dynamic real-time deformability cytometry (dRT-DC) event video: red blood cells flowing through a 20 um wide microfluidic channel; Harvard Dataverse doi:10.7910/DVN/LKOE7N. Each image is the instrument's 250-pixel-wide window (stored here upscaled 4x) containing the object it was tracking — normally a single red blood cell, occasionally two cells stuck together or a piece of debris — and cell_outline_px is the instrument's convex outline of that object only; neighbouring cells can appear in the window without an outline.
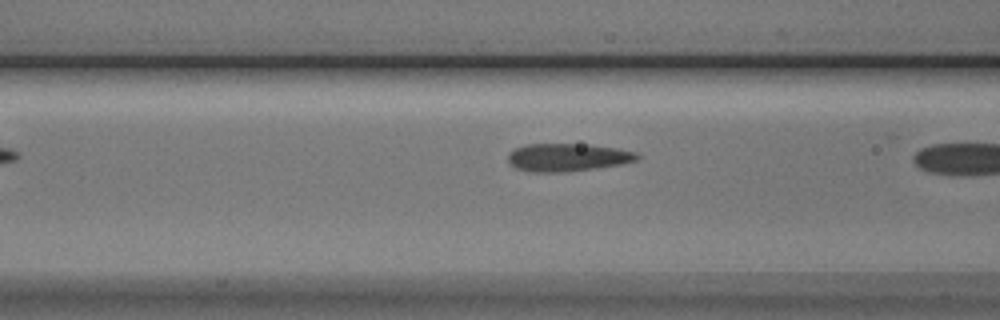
{"species": "Egyptian fruit bat (a non-hibernating species)", "species_latin": "Rousettus aegyptiacus", "temperature_condition": "cold", "stored_images_in_passage": 7, "camera_frame_rate_fps": 3000, "um_per_image_px": 0.085, "animal": {"sex": "male"}, "frame": {"image": 1, "passage_image": 6, "time_ms": 1.667, "image_size_px": [1000, 320], "cell_outline_px": [[640, 156], [636, 160], [620, 164], [564, 172], [528, 172], [516, 168], [508, 160], [508, 152], [512, 148], [528, 144], [588, 144], [616, 148], [636, 152]], "centroid_in_image_um": [48.19, 13.36], "position_along_channel_um": 118.4, "area_um2": 20.92}}